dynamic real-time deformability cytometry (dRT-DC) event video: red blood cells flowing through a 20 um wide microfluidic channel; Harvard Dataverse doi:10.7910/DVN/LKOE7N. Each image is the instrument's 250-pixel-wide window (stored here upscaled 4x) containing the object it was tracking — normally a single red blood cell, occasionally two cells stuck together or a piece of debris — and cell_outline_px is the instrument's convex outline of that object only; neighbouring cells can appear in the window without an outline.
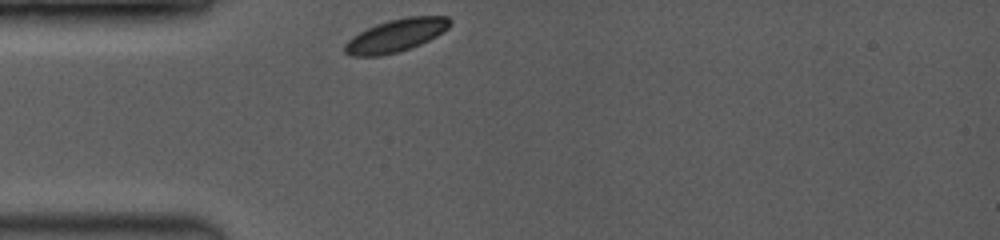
{"species": "common noctule bat (a hibernating species)", "species_latin": "Nyctalus noctula", "temperature_condition": "room temperature", "stored_images_in_passage": 5, "camera_frame_rate_fps": 3500, "um_per_image_px": 0.085, "animal": {"sex": "female", "body_mass_g": 19.0, "forearm_length_mm": 53.3}, "frame": {"image": 1, "passage_image": 1, "time_ms": 0.0, "image_size_px": [1000, 240], "cell_outline_px": [[452, 24], [444, 32], [420, 44], [396, 52], [380, 56], [352, 56], [344, 52], [344, 44], [352, 36], [376, 24], [388, 20], [408, 16], [448, 16], [452, 20]], "centroid_in_image_um": [33.67, 3.0], "position_along_channel_um": 51.3, "area_um2": 20.06}}
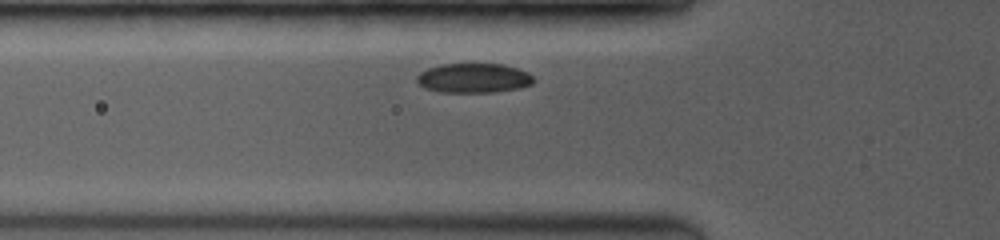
{"frame": {"image": 2, "passage_image": 3, "time_ms": 1.143, "image_size_px": [1000, 240], "cell_outline_px": [[536, 80], [532, 84], [520, 88], [492, 92], [440, 92], [424, 88], [416, 80], [416, 76], [420, 72], [428, 68], [440, 64], [504, 64], [528, 72]], "centroid_in_image_um": [40.26, 6.63], "position_along_channel_um": 85.5, "area_um2": 20.17}}
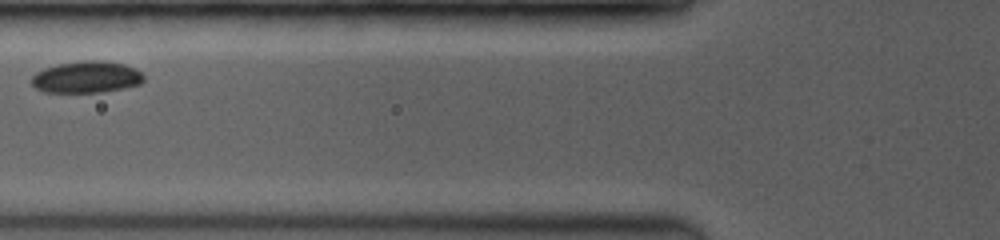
{"frame": {"image": 3, "passage_image": 4, "time_ms": 2.0, "image_size_px": [1000, 240], "cell_outline_px": [[144, 80], [140, 84], [124, 88], [100, 92], [44, 92], [36, 88], [32, 84], [32, 76], [36, 72], [44, 68], [56, 64], [80, 60], [104, 60], [124, 64], [136, 68], [144, 76]], "centroid_in_image_um": [7.36, 6.53], "position_along_channel_um": 118.4, "area_um2": 20.92}}